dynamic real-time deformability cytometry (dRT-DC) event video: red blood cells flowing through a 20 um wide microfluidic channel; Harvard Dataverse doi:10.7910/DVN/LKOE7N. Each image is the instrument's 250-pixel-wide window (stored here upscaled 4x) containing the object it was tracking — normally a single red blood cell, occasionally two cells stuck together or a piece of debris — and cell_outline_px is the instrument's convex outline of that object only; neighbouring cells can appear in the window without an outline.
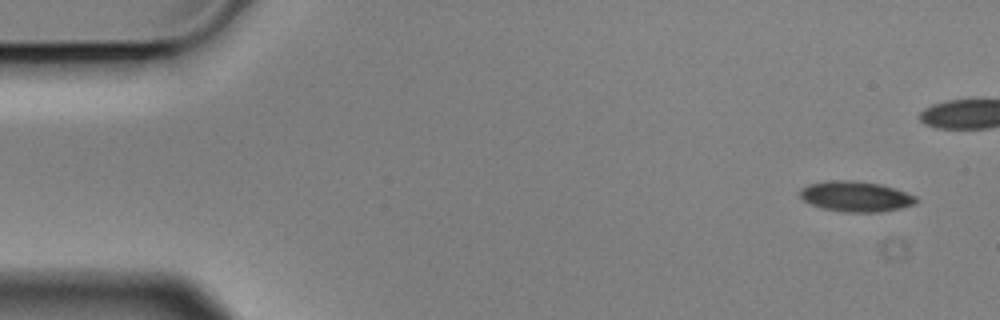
{"species": "Egyptian fruit bat (a non-hibernating species)", "species_latin": "Rousettus aegyptiacus", "temperature_condition": "cold", "stored_images_in_passage": 8, "camera_frame_rate_fps": 3000, "um_per_image_px": 0.085, "animal": {"sex": "male"}, "frame": {"image": 1, "passage_image": 1, "time_ms": 0.0, "image_size_px": [1000, 320], "cell_outline_px": [[920, 200], [916, 204], [900, 208], [880, 212], [844, 212], [824, 208], [812, 204], [804, 200], [800, 196], [800, 188], [808, 184], [828, 180], [856, 180], [880, 184], [896, 188], [916, 196]], "centroid_in_image_um": [72.77, 16.68], "position_along_channel_um": 12.2, "area_um2": 20.75}}
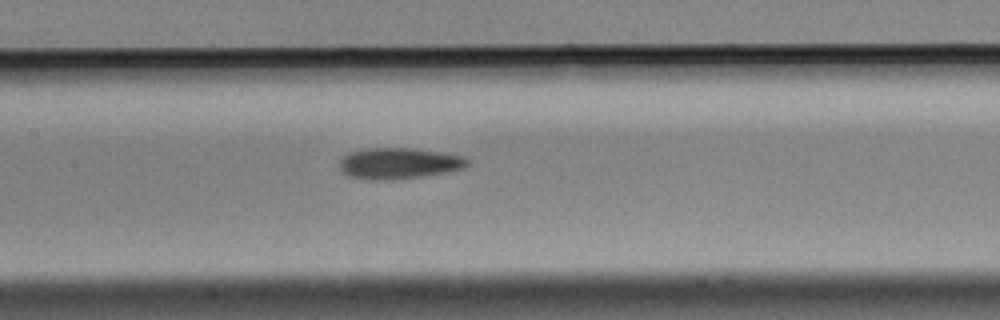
{"frame": {"image": 2, "passage_image": 8, "time_ms": 2.333, "image_size_px": [1000, 320], "cell_outline_px": [[468, 164], [464, 168], [448, 172], [392, 180], [364, 180], [348, 176], [340, 168], [340, 160], [348, 152], [364, 148], [412, 148], [444, 152], [464, 156], [468, 160]], "centroid_in_image_um": [33.89, 13.88], "position_along_channel_um": 173.5, "area_um2": 23.41}}